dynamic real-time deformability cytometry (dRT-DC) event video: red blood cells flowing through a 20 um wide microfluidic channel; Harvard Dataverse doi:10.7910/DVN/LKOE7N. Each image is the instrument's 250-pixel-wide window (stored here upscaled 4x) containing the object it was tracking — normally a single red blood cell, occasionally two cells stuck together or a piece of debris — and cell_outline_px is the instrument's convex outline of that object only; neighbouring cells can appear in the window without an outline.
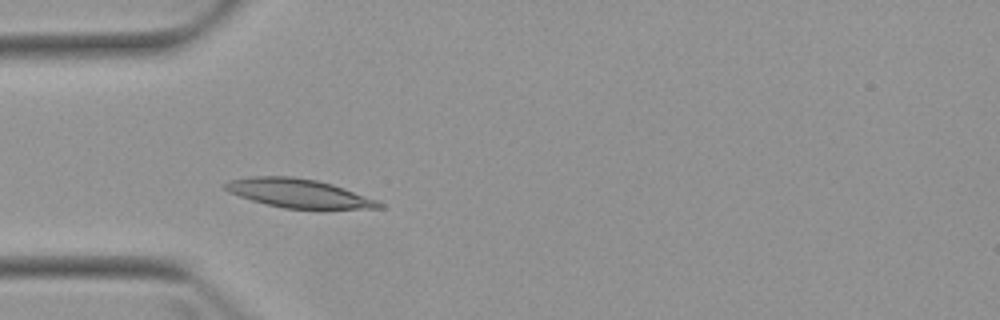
{"species": "Egyptian fruit bat (a non-hibernating species)", "species_latin": "Rousettus aegyptiacus", "temperature_condition": "warm", "stored_images_in_passage": 7, "camera_frame_rate_fps": 3000, "um_per_image_px": 0.085, "animal": {"sex": "female"}, "frame": {"image": 1, "passage_image": 3, "time_ms": 3.0, "image_size_px": [1000, 320], "cell_outline_px": [[384, 208], [324, 212], [320, 212], [284, 208], [252, 200], [228, 192], [224, 188], [224, 184], [228, 180], [248, 176], [292, 176], [316, 180], [332, 184], [344, 188], [376, 200], [384, 204]], "centroid_in_image_um": [25.48, 16.48], "position_along_channel_um": 59.5, "area_um2": 26.93}}
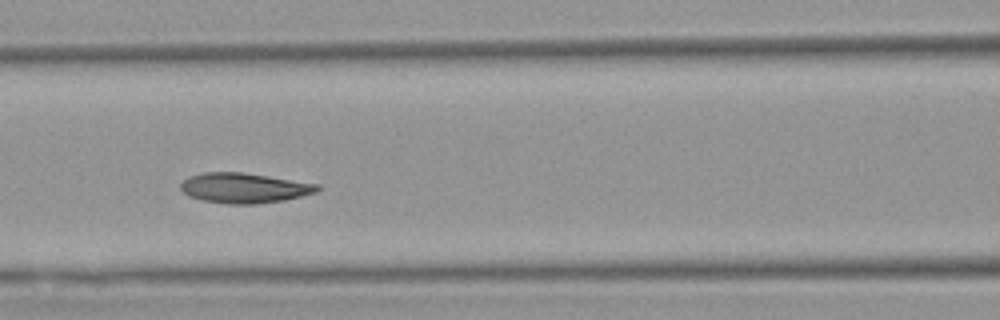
{"frame": {"image": 2, "passage_image": 5, "time_ms": 5.333, "image_size_px": [1000, 320], "cell_outline_px": [[320, 188], [316, 192], [284, 200], [256, 204], [228, 204], [204, 200], [188, 196], [180, 188], [180, 184], [188, 176], [204, 172], [244, 172], [320, 184]], "centroid_in_image_um": [20.75, 15.97], "position_along_channel_um": 145.8, "area_um2": 23.99}}
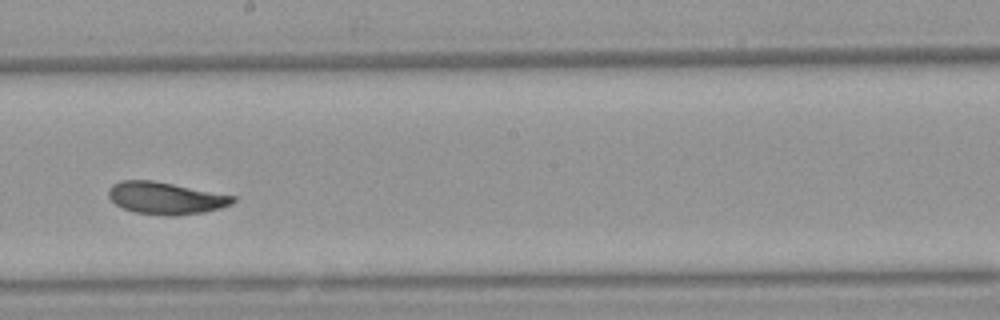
{"frame": {"image": 3, "passage_image": 7, "time_ms": 7.667, "image_size_px": [1000, 320], "cell_outline_px": [[236, 200], [232, 204], [220, 208], [204, 212], [172, 216], [164, 216], [132, 212], [116, 204], [108, 196], [108, 188], [112, 184], [120, 180], [152, 180], [236, 196]], "centroid_in_image_um": [14.06, 16.84], "position_along_channel_um": 234.1, "area_um2": 23.41}}